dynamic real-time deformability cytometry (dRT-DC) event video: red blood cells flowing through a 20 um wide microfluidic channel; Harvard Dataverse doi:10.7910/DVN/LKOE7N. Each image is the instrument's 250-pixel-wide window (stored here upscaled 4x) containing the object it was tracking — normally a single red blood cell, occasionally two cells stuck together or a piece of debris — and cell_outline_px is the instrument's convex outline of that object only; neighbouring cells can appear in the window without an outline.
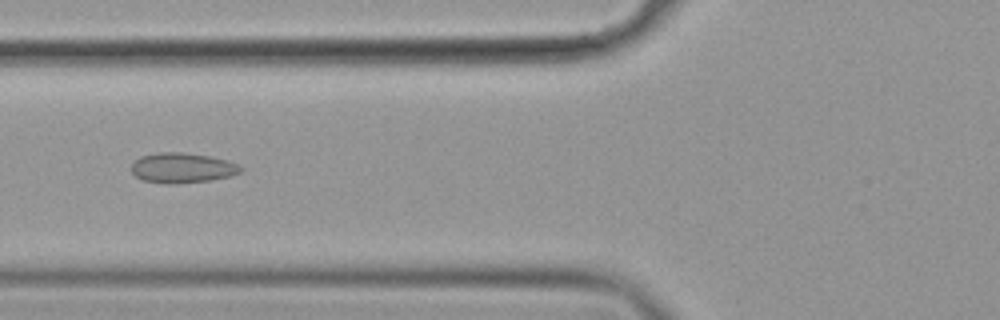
{"species": "common noctule bat (a hibernating species)", "species_latin": "Nyctalus noctula", "temperature_condition": "cold", "stored_images_in_passage": 51, "camera_frame_rate_fps": 3000, "um_per_image_px": 0.085, "animal": {"sex": "female", "body_mass_g": 19.9}, "frame": {"image": 1, "passage_image": 18, "time_ms": 5.667, "image_size_px": [1000, 320], "cell_outline_px": [[244, 168], [240, 172], [232, 176], [208, 180], [176, 184], [168, 184], [144, 180], [136, 176], [132, 172], [132, 164], [140, 156], [156, 152], [184, 152], [212, 156], [228, 160]], "centroid_in_image_um": [15.51, 14.26], "position_along_channel_um": 110.3, "area_um2": 19.25}}
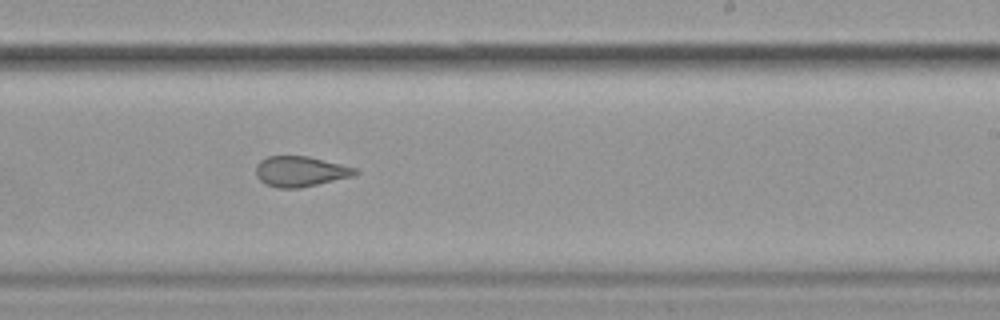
{"frame": {"image": 2, "passage_image": 31, "time_ms": 10.0, "image_size_px": [1000, 320], "cell_outline_px": [[360, 172], [352, 176], [300, 188], [276, 188], [264, 184], [256, 176], [256, 164], [260, 160], [268, 156], [308, 156], [356, 168]], "centroid_in_image_um": [25.49, 14.57], "position_along_channel_um": 263.5, "area_um2": 17.57}}
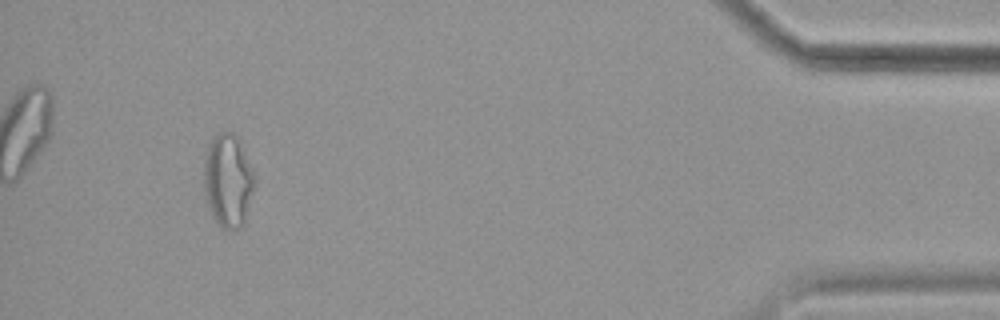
{"frame": {"image": 3, "passage_image": 49, "time_ms": 16.0, "image_size_px": [1000, 320], "cell_outline_px": [[256, 184], [244, 224], [240, 228], [232, 232], [224, 228], [216, 220], [212, 212], [204, 188], [204, 160], [208, 144], [220, 132], [236, 132], [240, 140], [256, 176]], "centroid_in_image_um": [19.43, 15.33], "position_along_channel_um": 415.8, "area_um2": 27.74}, "authors_computed_cell_mechanics": {"area_um2": 19.7676, "velocity_mm_per_s": 3.5407, "shape_relaxation_time_tau1_ms": null, "shape_relaxation_time_tau2_ms": 2.3315, "deformation_change_tau1": null, "deformation_change_tau2": 0.0844}}